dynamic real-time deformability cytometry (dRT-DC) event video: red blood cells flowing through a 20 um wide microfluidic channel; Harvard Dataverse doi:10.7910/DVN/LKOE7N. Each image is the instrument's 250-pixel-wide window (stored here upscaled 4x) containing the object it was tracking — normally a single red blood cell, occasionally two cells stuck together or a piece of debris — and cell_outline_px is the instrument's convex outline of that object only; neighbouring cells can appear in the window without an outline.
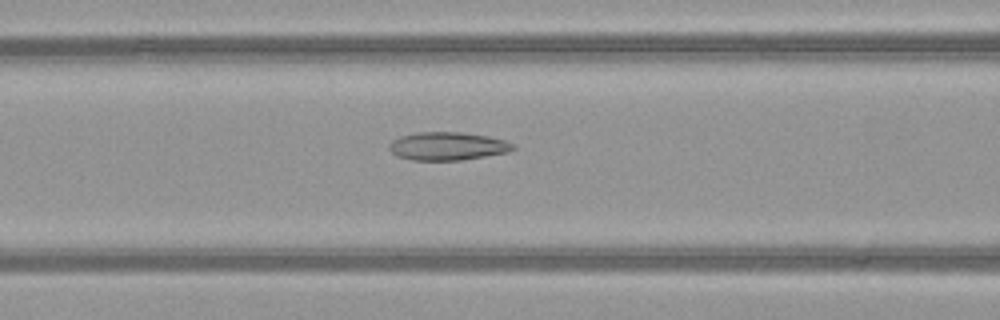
{"species": "common noctule bat (a hibernating species)", "species_latin": "Nyctalus noctula", "temperature_condition": "warm", "stored_images_in_passage": 7, "camera_frame_rate_fps": 3000, "um_per_image_px": 0.085, "animal": {"sex": "female", "body_mass_g": 21.9}, "frame": {"image": 1, "passage_image": 7, "time_ms": 2.0, "image_size_px": [1000, 320], "cell_outline_px": [[516, 148], [508, 152], [464, 160], [412, 160], [396, 156], [388, 148], [388, 144], [392, 140], [400, 136], [416, 132], [460, 132], [488, 136], [504, 140], [516, 144]], "centroid_in_image_um": [38.04, 12.42], "position_along_channel_um": 128.6, "area_um2": 20.52}}